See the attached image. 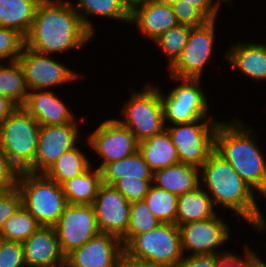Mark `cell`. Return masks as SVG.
Instances as JSON below:
<instances>
[{"mask_svg":"<svg viewBox=\"0 0 266 267\" xmlns=\"http://www.w3.org/2000/svg\"><path fill=\"white\" fill-rule=\"evenodd\" d=\"M93 37L84 27L72 2L42 0L25 36V47L51 56L72 49H84Z\"/></svg>","mask_w":266,"mask_h":267,"instance_id":"1","label":"cell"},{"mask_svg":"<svg viewBox=\"0 0 266 267\" xmlns=\"http://www.w3.org/2000/svg\"><path fill=\"white\" fill-rule=\"evenodd\" d=\"M200 186L212 198L215 207L232 210L238 222L244 220L258 233H266V218L257 202L260 196L216 151L200 167Z\"/></svg>","mask_w":266,"mask_h":267,"instance_id":"2","label":"cell"},{"mask_svg":"<svg viewBox=\"0 0 266 267\" xmlns=\"http://www.w3.org/2000/svg\"><path fill=\"white\" fill-rule=\"evenodd\" d=\"M253 128L238 118L221 121L215 134V151L259 195L266 197V158Z\"/></svg>","mask_w":266,"mask_h":267,"instance_id":"3","label":"cell"},{"mask_svg":"<svg viewBox=\"0 0 266 267\" xmlns=\"http://www.w3.org/2000/svg\"><path fill=\"white\" fill-rule=\"evenodd\" d=\"M17 189L22 206L41 226L54 227L68 205L62 186L45 174L21 172Z\"/></svg>","mask_w":266,"mask_h":267,"instance_id":"4","label":"cell"},{"mask_svg":"<svg viewBox=\"0 0 266 267\" xmlns=\"http://www.w3.org/2000/svg\"><path fill=\"white\" fill-rule=\"evenodd\" d=\"M124 256L162 267H177L184 258L180 229L173 223H161L135 235L124 247Z\"/></svg>","mask_w":266,"mask_h":267,"instance_id":"5","label":"cell"},{"mask_svg":"<svg viewBox=\"0 0 266 267\" xmlns=\"http://www.w3.org/2000/svg\"><path fill=\"white\" fill-rule=\"evenodd\" d=\"M40 127L23 106L0 123V150L21 172L34 163Z\"/></svg>","mask_w":266,"mask_h":267,"instance_id":"6","label":"cell"},{"mask_svg":"<svg viewBox=\"0 0 266 267\" xmlns=\"http://www.w3.org/2000/svg\"><path fill=\"white\" fill-rule=\"evenodd\" d=\"M160 88L151 83H146L140 91L132 88L131 96L122 105V119L117 120L127 127L139 142L166 128Z\"/></svg>","mask_w":266,"mask_h":267,"instance_id":"7","label":"cell"},{"mask_svg":"<svg viewBox=\"0 0 266 267\" xmlns=\"http://www.w3.org/2000/svg\"><path fill=\"white\" fill-rule=\"evenodd\" d=\"M219 123L218 119L202 118L166 126L180 163L200 168L207 161L215 151Z\"/></svg>","mask_w":266,"mask_h":267,"instance_id":"8","label":"cell"},{"mask_svg":"<svg viewBox=\"0 0 266 267\" xmlns=\"http://www.w3.org/2000/svg\"><path fill=\"white\" fill-rule=\"evenodd\" d=\"M169 77L180 84L175 85L168 94H163L162 89H160L166 126L168 123L172 125L202 118H212L208 113L209 101L201 87V79Z\"/></svg>","mask_w":266,"mask_h":267,"instance_id":"9","label":"cell"},{"mask_svg":"<svg viewBox=\"0 0 266 267\" xmlns=\"http://www.w3.org/2000/svg\"><path fill=\"white\" fill-rule=\"evenodd\" d=\"M216 20L193 27L177 60L167 69L170 76L180 79H202L207 64L212 63L215 50Z\"/></svg>","mask_w":266,"mask_h":267,"instance_id":"10","label":"cell"},{"mask_svg":"<svg viewBox=\"0 0 266 267\" xmlns=\"http://www.w3.org/2000/svg\"><path fill=\"white\" fill-rule=\"evenodd\" d=\"M21 64L26 86L31 90H49L61 85L77 82L80 74L70 69L53 56L35 52L24 47L18 59ZM52 88V89H51Z\"/></svg>","mask_w":266,"mask_h":267,"instance_id":"11","label":"cell"},{"mask_svg":"<svg viewBox=\"0 0 266 267\" xmlns=\"http://www.w3.org/2000/svg\"><path fill=\"white\" fill-rule=\"evenodd\" d=\"M229 228L230 226L223 217L219 216V213L206 220L179 226L184 256L230 254L229 251H223L220 248L230 238Z\"/></svg>","mask_w":266,"mask_h":267,"instance_id":"12","label":"cell"},{"mask_svg":"<svg viewBox=\"0 0 266 267\" xmlns=\"http://www.w3.org/2000/svg\"><path fill=\"white\" fill-rule=\"evenodd\" d=\"M87 142L90 149L102 158V162L97 164L98 169L106 163L131 156L139 149V141L134 134L116 118L101 122L96 130L89 133Z\"/></svg>","mask_w":266,"mask_h":267,"instance_id":"13","label":"cell"},{"mask_svg":"<svg viewBox=\"0 0 266 267\" xmlns=\"http://www.w3.org/2000/svg\"><path fill=\"white\" fill-rule=\"evenodd\" d=\"M54 227L65 257L100 233L92 205L68 204Z\"/></svg>","mask_w":266,"mask_h":267,"instance_id":"14","label":"cell"},{"mask_svg":"<svg viewBox=\"0 0 266 267\" xmlns=\"http://www.w3.org/2000/svg\"><path fill=\"white\" fill-rule=\"evenodd\" d=\"M77 120L75 118L72 123L65 125L40 127L34 163L26 170L27 172L44 174L63 153L79 143L80 121Z\"/></svg>","mask_w":266,"mask_h":267,"instance_id":"15","label":"cell"},{"mask_svg":"<svg viewBox=\"0 0 266 267\" xmlns=\"http://www.w3.org/2000/svg\"><path fill=\"white\" fill-rule=\"evenodd\" d=\"M92 206L100 233L119 239L126 234L131 203L114 186L101 183Z\"/></svg>","mask_w":266,"mask_h":267,"instance_id":"16","label":"cell"},{"mask_svg":"<svg viewBox=\"0 0 266 267\" xmlns=\"http://www.w3.org/2000/svg\"><path fill=\"white\" fill-rule=\"evenodd\" d=\"M124 249L117 236L99 233L65 257V267H121Z\"/></svg>","mask_w":266,"mask_h":267,"instance_id":"17","label":"cell"},{"mask_svg":"<svg viewBox=\"0 0 266 267\" xmlns=\"http://www.w3.org/2000/svg\"><path fill=\"white\" fill-rule=\"evenodd\" d=\"M22 246L26 267H65L55 227L40 226Z\"/></svg>","mask_w":266,"mask_h":267,"instance_id":"18","label":"cell"},{"mask_svg":"<svg viewBox=\"0 0 266 267\" xmlns=\"http://www.w3.org/2000/svg\"><path fill=\"white\" fill-rule=\"evenodd\" d=\"M143 37L156 40L170 28L179 25L172 5L147 0L130 11V23Z\"/></svg>","mask_w":266,"mask_h":267,"instance_id":"19","label":"cell"},{"mask_svg":"<svg viewBox=\"0 0 266 267\" xmlns=\"http://www.w3.org/2000/svg\"><path fill=\"white\" fill-rule=\"evenodd\" d=\"M54 91L31 90L23 107L41 126L72 123L76 118L69 105L58 98Z\"/></svg>","mask_w":266,"mask_h":267,"instance_id":"20","label":"cell"},{"mask_svg":"<svg viewBox=\"0 0 266 267\" xmlns=\"http://www.w3.org/2000/svg\"><path fill=\"white\" fill-rule=\"evenodd\" d=\"M223 56L232 68L253 81H266V45L263 41L235 43Z\"/></svg>","mask_w":266,"mask_h":267,"instance_id":"21","label":"cell"},{"mask_svg":"<svg viewBox=\"0 0 266 267\" xmlns=\"http://www.w3.org/2000/svg\"><path fill=\"white\" fill-rule=\"evenodd\" d=\"M152 184L179 196L200 186V168L184 163L162 168L153 172Z\"/></svg>","mask_w":266,"mask_h":267,"instance_id":"22","label":"cell"},{"mask_svg":"<svg viewBox=\"0 0 266 267\" xmlns=\"http://www.w3.org/2000/svg\"><path fill=\"white\" fill-rule=\"evenodd\" d=\"M84 27L94 36L95 26L89 17H103L115 21L130 23V10L121 0H77L72 1Z\"/></svg>","mask_w":266,"mask_h":267,"instance_id":"23","label":"cell"},{"mask_svg":"<svg viewBox=\"0 0 266 267\" xmlns=\"http://www.w3.org/2000/svg\"><path fill=\"white\" fill-rule=\"evenodd\" d=\"M101 182L113 186L118 180H153V171L139 151L121 160L104 164L100 168Z\"/></svg>","mask_w":266,"mask_h":267,"instance_id":"24","label":"cell"},{"mask_svg":"<svg viewBox=\"0 0 266 267\" xmlns=\"http://www.w3.org/2000/svg\"><path fill=\"white\" fill-rule=\"evenodd\" d=\"M216 211L212 198L199 186L193 191L178 196L176 225L179 227L190 222L215 217Z\"/></svg>","mask_w":266,"mask_h":267,"instance_id":"25","label":"cell"},{"mask_svg":"<svg viewBox=\"0 0 266 267\" xmlns=\"http://www.w3.org/2000/svg\"><path fill=\"white\" fill-rule=\"evenodd\" d=\"M138 151L153 172L180 163L176 147L166 129L139 142Z\"/></svg>","mask_w":266,"mask_h":267,"instance_id":"26","label":"cell"},{"mask_svg":"<svg viewBox=\"0 0 266 267\" xmlns=\"http://www.w3.org/2000/svg\"><path fill=\"white\" fill-rule=\"evenodd\" d=\"M42 0H0V26L18 31L24 37L33 23Z\"/></svg>","mask_w":266,"mask_h":267,"instance_id":"27","label":"cell"},{"mask_svg":"<svg viewBox=\"0 0 266 267\" xmlns=\"http://www.w3.org/2000/svg\"><path fill=\"white\" fill-rule=\"evenodd\" d=\"M92 165L83 174L65 181L61 186L68 204L92 205L101 182L100 169Z\"/></svg>","mask_w":266,"mask_h":267,"instance_id":"28","label":"cell"},{"mask_svg":"<svg viewBox=\"0 0 266 267\" xmlns=\"http://www.w3.org/2000/svg\"><path fill=\"white\" fill-rule=\"evenodd\" d=\"M87 157L78 146H75L63 153L44 174L62 185L65 181L83 174L93 165Z\"/></svg>","mask_w":266,"mask_h":267,"instance_id":"29","label":"cell"},{"mask_svg":"<svg viewBox=\"0 0 266 267\" xmlns=\"http://www.w3.org/2000/svg\"><path fill=\"white\" fill-rule=\"evenodd\" d=\"M28 92L24 70L19 61L0 63V95L10 98L18 106H23Z\"/></svg>","mask_w":266,"mask_h":267,"instance_id":"30","label":"cell"},{"mask_svg":"<svg viewBox=\"0 0 266 267\" xmlns=\"http://www.w3.org/2000/svg\"><path fill=\"white\" fill-rule=\"evenodd\" d=\"M144 201L161 223L176 225L178 195L152 184Z\"/></svg>","mask_w":266,"mask_h":267,"instance_id":"31","label":"cell"},{"mask_svg":"<svg viewBox=\"0 0 266 267\" xmlns=\"http://www.w3.org/2000/svg\"><path fill=\"white\" fill-rule=\"evenodd\" d=\"M40 226L38 221L21 206L5 221L0 238L22 243L34 234Z\"/></svg>","mask_w":266,"mask_h":267,"instance_id":"32","label":"cell"},{"mask_svg":"<svg viewBox=\"0 0 266 267\" xmlns=\"http://www.w3.org/2000/svg\"><path fill=\"white\" fill-rule=\"evenodd\" d=\"M160 224L161 221L149 210L144 200L131 202L129 225L126 234L121 238L123 247L135 235L153 230Z\"/></svg>","mask_w":266,"mask_h":267,"instance_id":"33","label":"cell"},{"mask_svg":"<svg viewBox=\"0 0 266 267\" xmlns=\"http://www.w3.org/2000/svg\"><path fill=\"white\" fill-rule=\"evenodd\" d=\"M191 27L178 25L170 28L168 31L160 35L153 41L154 45H158L161 53L167 58L169 68L179 57L183 51L190 33Z\"/></svg>","mask_w":266,"mask_h":267,"instance_id":"34","label":"cell"},{"mask_svg":"<svg viewBox=\"0 0 266 267\" xmlns=\"http://www.w3.org/2000/svg\"><path fill=\"white\" fill-rule=\"evenodd\" d=\"M25 47V37L18 31L0 26V63L19 59Z\"/></svg>","mask_w":266,"mask_h":267,"instance_id":"35","label":"cell"},{"mask_svg":"<svg viewBox=\"0 0 266 267\" xmlns=\"http://www.w3.org/2000/svg\"><path fill=\"white\" fill-rule=\"evenodd\" d=\"M153 180H123L121 178L113 186L131 203L143 201Z\"/></svg>","mask_w":266,"mask_h":267,"instance_id":"36","label":"cell"},{"mask_svg":"<svg viewBox=\"0 0 266 267\" xmlns=\"http://www.w3.org/2000/svg\"><path fill=\"white\" fill-rule=\"evenodd\" d=\"M0 267H26L21 242L0 238Z\"/></svg>","mask_w":266,"mask_h":267,"instance_id":"37","label":"cell"},{"mask_svg":"<svg viewBox=\"0 0 266 267\" xmlns=\"http://www.w3.org/2000/svg\"><path fill=\"white\" fill-rule=\"evenodd\" d=\"M179 25L199 27L204 25L208 19L192 5L181 4V0L172 5Z\"/></svg>","mask_w":266,"mask_h":267,"instance_id":"38","label":"cell"},{"mask_svg":"<svg viewBox=\"0 0 266 267\" xmlns=\"http://www.w3.org/2000/svg\"><path fill=\"white\" fill-rule=\"evenodd\" d=\"M21 171L0 150V192L17 188Z\"/></svg>","mask_w":266,"mask_h":267,"instance_id":"39","label":"cell"},{"mask_svg":"<svg viewBox=\"0 0 266 267\" xmlns=\"http://www.w3.org/2000/svg\"><path fill=\"white\" fill-rule=\"evenodd\" d=\"M21 206V194L17 188L12 191L0 192V233L5 221Z\"/></svg>","mask_w":266,"mask_h":267,"instance_id":"40","label":"cell"},{"mask_svg":"<svg viewBox=\"0 0 266 267\" xmlns=\"http://www.w3.org/2000/svg\"><path fill=\"white\" fill-rule=\"evenodd\" d=\"M248 247L246 244L243 257L230 250L231 253L221 259L219 267H253L262 258Z\"/></svg>","mask_w":266,"mask_h":267,"instance_id":"41","label":"cell"},{"mask_svg":"<svg viewBox=\"0 0 266 267\" xmlns=\"http://www.w3.org/2000/svg\"><path fill=\"white\" fill-rule=\"evenodd\" d=\"M226 5L228 0H181V4L192 5L198 9L208 20H215L218 17L220 11L219 8L222 6L221 3Z\"/></svg>","mask_w":266,"mask_h":267,"instance_id":"42","label":"cell"},{"mask_svg":"<svg viewBox=\"0 0 266 267\" xmlns=\"http://www.w3.org/2000/svg\"><path fill=\"white\" fill-rule=\"evenodd\" d=\"M224 256L214 254L184 256L177 267H219Z\"/></svg>","mask_w":266,"mask_h":267,"instance_id":"43","label":"cell"},{"mask_svg":"<svg viewBox=\"0 0 266 267\" xmlns=\"http://www.w3.org/2000/svg\"><path fill=\"white\" fill-rule=\"evenodd\" d=\"M18 105L10 98L0 95V123H2Z\"/></svg>","mask_w":266,"mask_h":267,"instance_id":"44","label":"cell"},{"mask_svg":"<svg viewBox=\"0 0 266 267\" xmlns=\"http://www.w3.org/2000/svg\"><path fill=\"white\" fill-rule=\"evenodd\" d=\"M121 267H162L153 263L126 258L124 255L121 261Z\"/></svg>","mask_w":266,"mask_h":267,"instance_id":"45","label":"cell"},{"mask_svg":"<svg viewBox=\"0 0 266 267\" xmlns=\"http://www.w3.org/2000/svg\"><path fill=\"white\" fill-rule=\"evenodd\" d=\"M124 5L131 11L137 5L143 4L147 0H121Z\"/></svg>","mask_w":266,"mask_h":267,"instance_id":"46","label":"cell"},{"mask_svg":"<svg viewBox=\"0 0 266 267\" xmlns=\"http://www.w3.org/2000/svg\"><path fill=\"white\" fill-rule=\"evenodd\" d=\"M158 2L168 4V5H173L174 3L178 2L179 0H156Z\"/></svg>","mask_w":266,"mask_h":267,"instance_id":"47","label":"cell"},{"mask_svg":"<svg viewBox=\"0 0 266 267\" xmlns=\"http://www.w3.org/2000/svg\"><path fill=\"white\" fill-rule=\"evenodd\" d=\"M253 267H266V262L260 259Z\"/></svg>","mask_w":266,"mask_h":267,"instance_id":"48","label":"cell"},{"mask_svg":"<svg viewBox=\"0 0 266 267\" xmlns=\"http://www.w3.org/2000/svg\"><path fill=\"white\" fill-rule=\"evenodd\" d=\"M227 4H229L230 6H232L233 0H228Z\"/></svg>","mask_w":266,"mask_h":267,"instance_id":"49","label":"cell"}]
</instances>
